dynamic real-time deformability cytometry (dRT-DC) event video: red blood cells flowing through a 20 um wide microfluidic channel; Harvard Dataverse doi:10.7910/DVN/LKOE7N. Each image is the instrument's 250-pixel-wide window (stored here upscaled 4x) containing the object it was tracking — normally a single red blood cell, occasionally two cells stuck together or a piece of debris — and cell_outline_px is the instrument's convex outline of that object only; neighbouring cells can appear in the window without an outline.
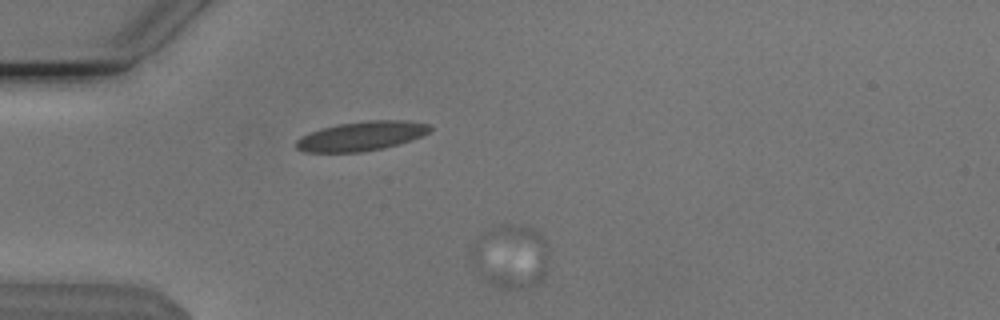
{"species": "Egyptian fruit bat (a non-hibernating species)", "species_latin": "Rousettus aegyptiacus", "temperature_condition": "cold", "stored_images_in_passage": 17, "camera_frame_rate_fps": 3000, "um_per_image_px": 0.085, "animal": {"sex": "male"}, "frame": {"image": 1, "passage_image": 4, "time_ms": 1.0, "image_size_px": [1000, 320], "cell_outline_px": [[548, 268], [544, 276], [532, 288], [520, 292], [496, 288], [484, 280], [480, 276], [472, 260], [472, 244], [484, 232], [496, 224], [520, 224], [536, 228], [544, 236], [548, 244]], "centroid_in_image_um": [43.46, 21.82], "position_along_channel_um": 41.5, "area_um2": 30.17}}
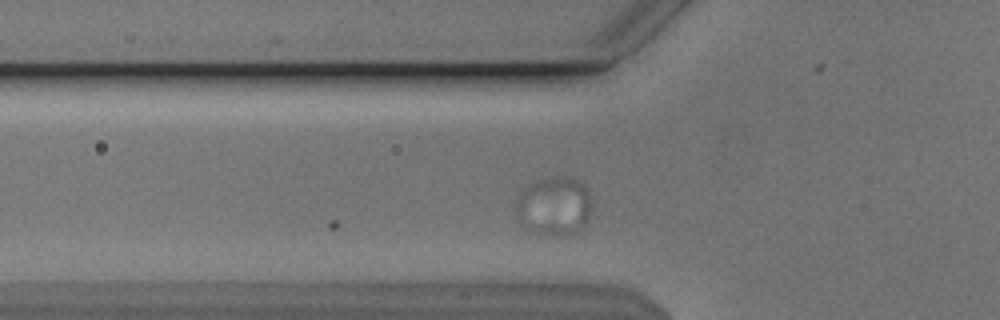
{"frame": {"image": 2, "passage_image": 17, "time_ms": 5.333, "image_size_px": [1000, 320], "cell_outline_px": [[592, 216], [584, 228], [568, 236], [552, 236], [532, 232], [520, 220], [512, 208], [512, 200], [528, 184], [540, 180], [556, 176], [568, 176], [580, 180], [588, 188], [592, 196]], "centroid_in_image_um": [47.13, 17.52], "position_along_channel_um": 78.7, "area_um2": 27.28}}